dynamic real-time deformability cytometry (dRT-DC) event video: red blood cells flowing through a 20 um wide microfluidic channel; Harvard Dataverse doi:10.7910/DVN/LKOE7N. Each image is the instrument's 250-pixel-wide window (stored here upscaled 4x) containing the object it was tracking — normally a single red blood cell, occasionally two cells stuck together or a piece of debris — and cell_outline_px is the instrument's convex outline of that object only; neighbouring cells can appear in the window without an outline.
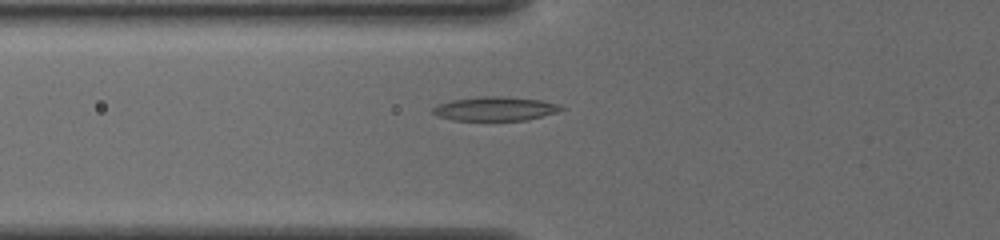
{"species": "common noctule bat (a hibernating species)", "species_latin": "Nyctalus noctula", "temperature_condition": "cold", "stored_images_in_passage": 35, "camera_frame_rate_fps": 3000, "um_per_image_px": 0.085, "animal": {"sex": "female", "body_mass_g": 19.5, "forearm_length_mm": 54.1}, "frame": {"image": 1, "passage_image": 2, "time_ms": 0.333, "image_size_px": [1000, 240], "cell_outline_px": [[564, 108], [556, 112], [528, 120], [452, 120], [436, 116], [432, 112], [432, 108], [436, 104], [452, 100], [480, 96], [508, 96], [540, 100], [560, 104]], "centroid_in_image_um": [42.05, 9.23], "position_along_channel_um": 83.7, "area_um2": 18.09}}
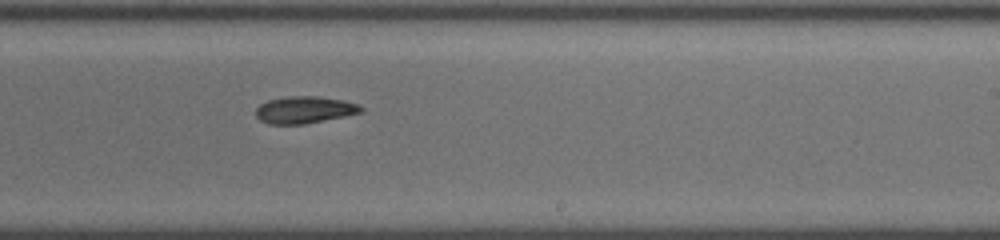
{"frame": {"image": 2, "passage_image": 16, "time_ms": 5.0, "image_size_px": [1000, 240], "cell_outline_px": [[364, 108], [360, 112], [344, 116], [304, 124], [268, 124], [260, 120], [256, 116], [256, 108], [260, 104], [268, 100], [288, 96], [316, 96], [344, 100], [360, 104]], "centroid_in_image_um": [25.87, 9.33], "position_along_channel_um": 263.1, "area_um2": 16.53}}
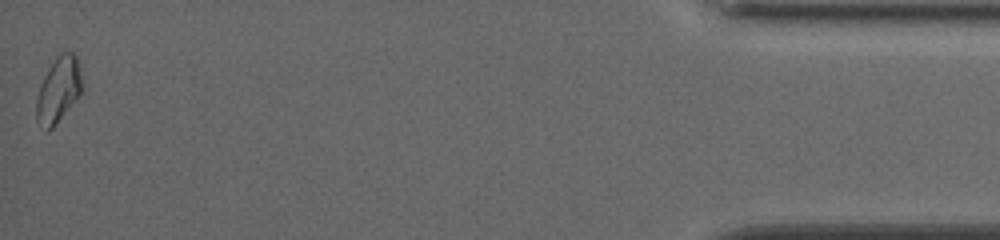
{"frame": {"image": 3, "passage_image": 35, "time_ms": 11.333, "image_size_px": [1000, 240], "cell_outline_px": [[84, 88], [52, 128], [48, 128], [36, 120], [36, 100], [40, 84], [48, 68], [56, 56], [60, 52], [72, 52], [76, 56], [84, 84]], "centroid_in_image_um": [4.98, 7.56], "position_along_channel_um": 430.2, "area_um2": 17.11}, "authors_computed_cell_mechanics": {"area_um2": 16.762, "velocity_mm_per_s": 3.8449, "shape_relaxation_time_tau1_ms": 3.5872, "shape_relaxation_time_tau2_ms": null, "deformation_change_tau1": 0.1118, "deformation_change_tau2": null}}